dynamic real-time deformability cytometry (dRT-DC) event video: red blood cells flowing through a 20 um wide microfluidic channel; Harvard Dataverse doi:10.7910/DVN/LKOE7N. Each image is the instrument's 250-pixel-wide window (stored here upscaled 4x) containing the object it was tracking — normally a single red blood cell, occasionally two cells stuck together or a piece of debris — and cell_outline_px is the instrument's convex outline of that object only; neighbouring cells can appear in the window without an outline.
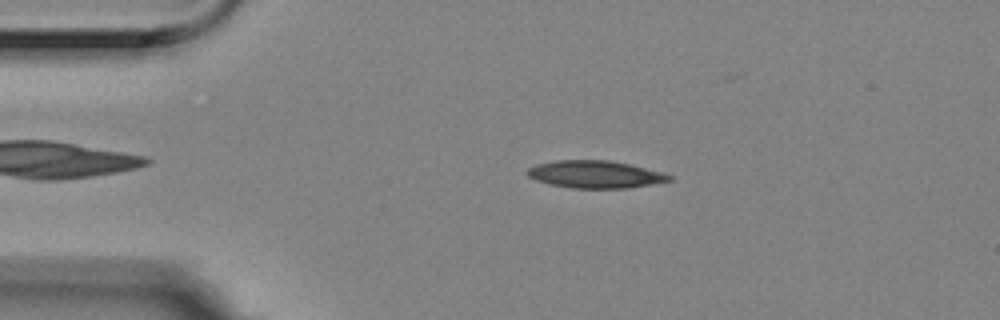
{"species": "Egyptian fruit bat (a non-hibernating species)", "species_latin": "Rousettus aegyptiacus", "temperature_condition": "room temperature", "stored_images_in_passage": 6, "camera_frame_rate_fps": 3000, "um_per_image_px": 0.085, "animal": {"sex": "female"}, "frame": {"image": 1, "passage_image": 2, "time_ms": 0.333, "image_size_px": [1000, 320], "cell_outline_px": [[672, 180], [652, 184], [628, 188], [572, 188], [548, 184], [536, 180], [528, 176], [524, 172], [528, 168], [536, 164], [552, 160], [608, 160], [628, 164], [664, 172], [672, 176]], "centroid_in_image_um": [50.56, 14.82], "position_along_channel_um": 34.4, "area_um2": 22.83}}
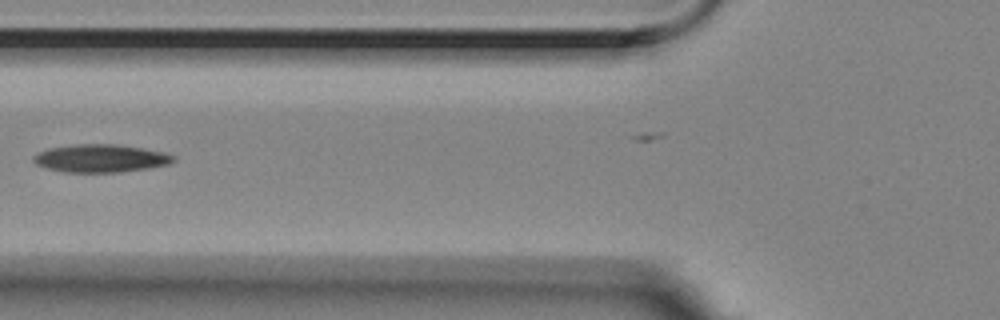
{"frame": {"image": 2, "passage_image": 5, "time_ms": 1.333, "image_size_px": [1000, 320], "cell_outline_px": [[176, 160], [168, 164], [148, 168], [120, 172], [64, 172], [48, 168], [36, 164], [32, 160], [32, 156], [48, 148], [76, 144], [116, 144], [144, 148], [164, 152], [176, 156]], "centroid_in_image_um": [8.57, 13.45], "position_along_channel_um": 117.2, "area_um2": 22.77}}
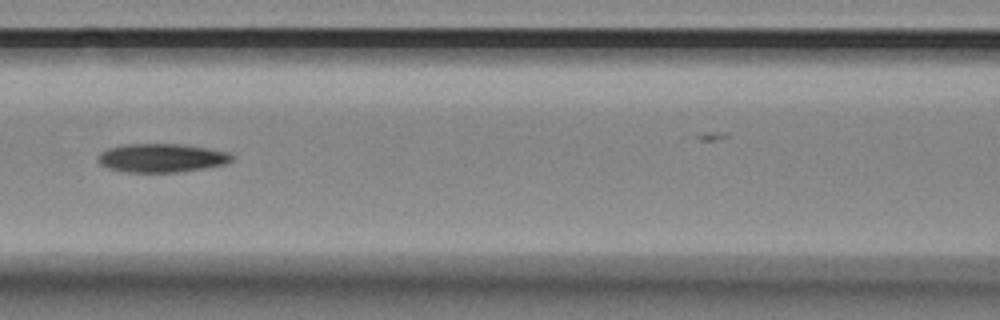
{"frame": {"image": 3, "passage_image": 6, "time_ms": 1.667, "image_size_px": [1000, 320], "cell_outline_px": [[232, 160], [224, 164], [204, 168], [176, 172], [128, 172], [108, 168], [100, 164], [96, 160], [96, 156], [100, 152], [108, 148], [128, 144], [184, 144], [228, 152], [232, 156]], "centroid_in_image_um": [13.68, 13.42], "position_along_channel_um": 152.9, "area_um2": 22.25}}